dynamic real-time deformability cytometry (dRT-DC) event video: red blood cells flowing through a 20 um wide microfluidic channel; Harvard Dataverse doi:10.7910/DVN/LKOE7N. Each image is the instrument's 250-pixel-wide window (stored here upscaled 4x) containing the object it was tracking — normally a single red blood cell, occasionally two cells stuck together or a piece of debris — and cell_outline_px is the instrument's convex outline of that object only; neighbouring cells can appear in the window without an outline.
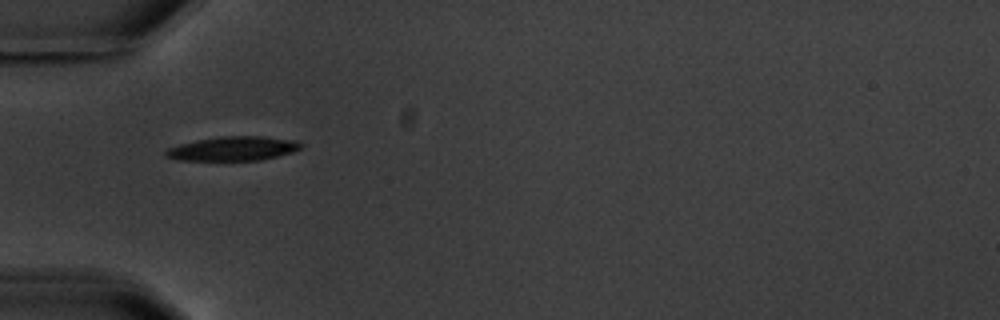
{"species": "common noctule bat (a hibernating species)", "species_latin": "Nyctalus noctula", "temperature_condition": "warm", "stored_images_in_passage": 2, "camera_frame_rate_fps": 3000, "um_per_image_px": 0.085, "animal": {"sex": "male", "body_mass_g": 20.1, "forearm_length_mm": 53.5}, "frame": {"image": 1, "passage_image": 1, "time_ms": 0.0, "image_size_px": [1000, 320], "cell_outline_px": [[304, 144], [300, 148], [292, 152], [260, 160], [180, 160], [164, 156], [164, 152], [168, 148], [180, 144], [196, 140], [220, 136], [260, 136], [296, 140]], "centroid_in_image_um": [19.81, 12.62], "position_along_channel_um": 65.2, "area_um2": 18.96}}